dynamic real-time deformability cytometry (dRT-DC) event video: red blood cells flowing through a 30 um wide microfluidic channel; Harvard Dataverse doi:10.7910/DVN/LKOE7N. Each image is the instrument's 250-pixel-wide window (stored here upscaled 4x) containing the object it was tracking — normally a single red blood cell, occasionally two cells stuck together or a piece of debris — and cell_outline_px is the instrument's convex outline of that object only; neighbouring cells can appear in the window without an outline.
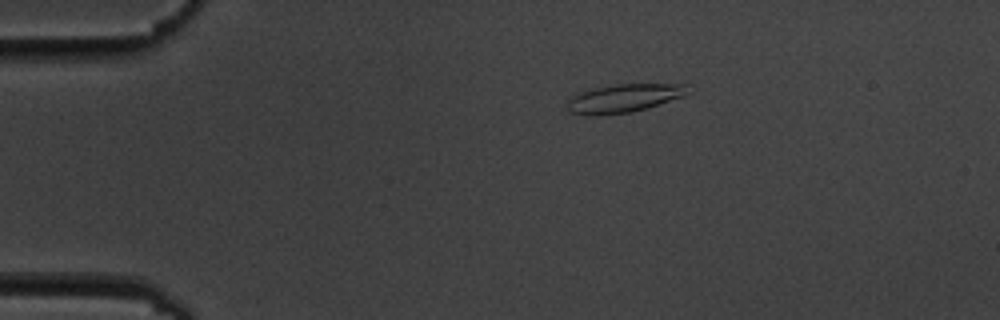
{"species": "common noctule bat (a hibernating species)", "species_latin": "Nyctalus noctula", "temperature_condition": "cold", "stored_images_in_passage": 6, "camera_frame_rate_fps": 3000, "um_per_image_px": 0.085, "animal": {"sex": "male", "body_mass_g": 19.5, "forearm_length_mm": 54.6}, "frame": {"image": 1, "passage_image": 3, "time_ms": 3.333, "image_size_px": [1000, 320], "cell_outline_px": [[692, 92], [684, 96], [648, 108], [632, 112], [600, 116], [588, 116], [568, 112], [568, 100], [572, 96], [580, 92], [592, 88], [616, 84], [688, 84]], "centroid_in_image_um": [53.05, 8.36], "position_along_channel_um": 31.9, "area_um2": 20.35}}